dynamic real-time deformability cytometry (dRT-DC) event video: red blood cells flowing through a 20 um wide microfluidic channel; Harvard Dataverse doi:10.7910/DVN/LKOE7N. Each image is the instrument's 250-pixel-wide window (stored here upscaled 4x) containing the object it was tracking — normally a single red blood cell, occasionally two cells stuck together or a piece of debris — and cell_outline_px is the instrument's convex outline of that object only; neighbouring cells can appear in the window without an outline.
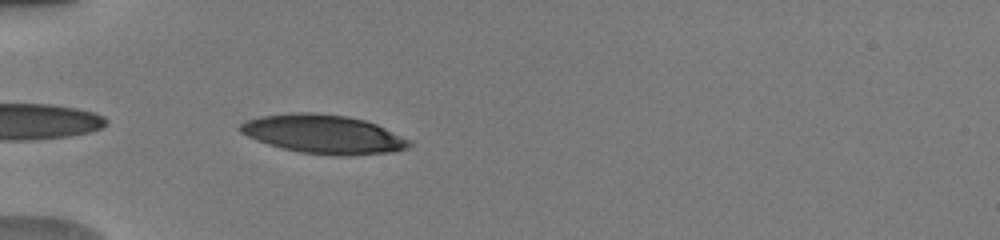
{"species": "human", "species_latin": "Homo sapiens", "temperature_condition": "warm", "stored_images_in_passage": 34, "camera_frame_rate_fps": 3000, "um_per_image_px": 0.085, "donor": {"sex": "male"}, "frame": {"image": 1, "passage_image": 2, "time_ms": 0.333, "image_size_px": [1000, 240], "cell_outline_px": [[412, 144], [408, 148], [396, 152], [352, 156], [336, 156], [300, 152], [268, 144], [256, 140], [240, 132], [240, 124], [248, 120], [260, 116], [292, 112], [312, 112], [348, 116], [364, 120], [376, 124], [412, 140]], "centroid_in_image_um": [27.55, 11.41], "position_along_channel_um": 57.4, "area_um2": 38.49}}
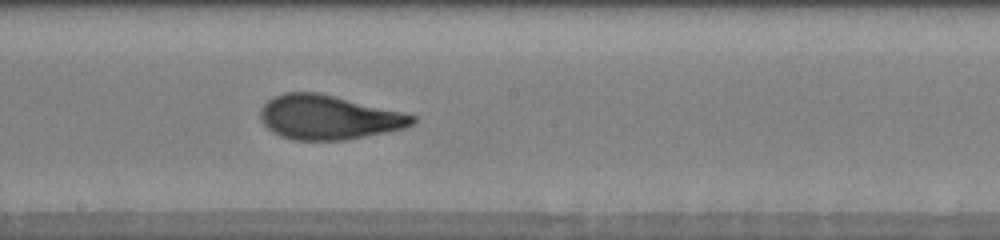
{"frame": {"image": 2, "passage_image": 15, "time_ms": 4.667, "image_size_px": [1000, 240], "cell_outline_px": [[416, 120], [412, 124], [404, 128], [388, 132], [344, 140], [296, 140], [280, 136], [272, 132], [264, 124], [260, 116], [260, 108], [272, 96], [284, 92], [316, 92], [404, 112], [416, 116]], "centroid_in_image_um": [27.91, 9.97], "position_along_channel_um": 220.3, "area_um2": 39.19}}
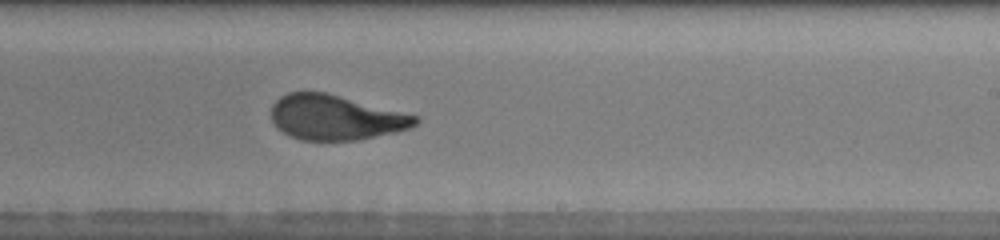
{"frame": {"image": 3, "passage_image": 18, "time_ms": 5.667, "image_size_px": [1000, 240], "cell_outline_px": [[420, 120], [416, 124], [408, 128], [396, 132], [360, 140], [300, 140], [288, 136], [276, 128], [272, 120], [272, 104], [280, 96], [288, 92], [328, 92], [416, 116]], "centroid_in_image_um": [28.47, 9.99], "position_along_channel_um": 260.5, "area_um2": 37.8}, "authors_computed_cell_mechanics": {"area_um2": 38.8127, "velocity_mm_per_s": 4.0482, "shape_relaxation_time_tau1_ms": 5.2528, "shape_relaxation_time_tau2_ms": 0.7411, "deformation_change_tau1": 0.2349, "deformation_change_tau2": 0.0767}}